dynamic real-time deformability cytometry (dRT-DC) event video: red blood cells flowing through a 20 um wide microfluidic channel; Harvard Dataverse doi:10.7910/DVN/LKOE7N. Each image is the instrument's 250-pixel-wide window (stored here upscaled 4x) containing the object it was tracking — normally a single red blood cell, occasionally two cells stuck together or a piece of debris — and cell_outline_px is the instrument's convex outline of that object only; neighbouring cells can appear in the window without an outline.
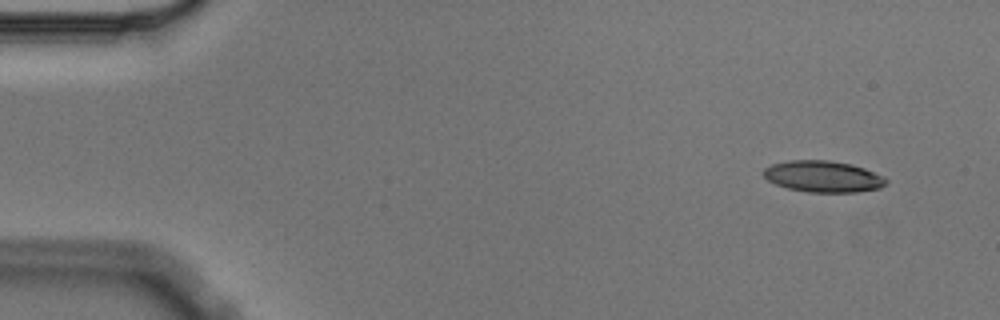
{"species": "Egyptian fruit bat (a non-hibernating species)", "species_latin": "Rousettus aegyptiacus", "temperature_condition": "cold", "stored_images_in_passage": 5, "camera_frame_rate_fps": 3000, "um_per_image_px": 0.085, "animal": {"sex": "male"}, "frame": {"image": 1, "passage_image": 1, "time_ms": 0.0, "image_size_px": [1000, 320], "cell_outline_px": [[888, 184], [880, 188], [856, 192], [808, 192], [788, 188], [776, 184], [768, 180], [764, 176], [764, 168], [772, 164], [788, 160], [828, 160], [852, 164], [864, 168], [884, 176], [888, 180]], "centroid_in_image_um": [70.0, 15.0], "position_along_channel_um": 15.0, "area_um2": 22.48}}